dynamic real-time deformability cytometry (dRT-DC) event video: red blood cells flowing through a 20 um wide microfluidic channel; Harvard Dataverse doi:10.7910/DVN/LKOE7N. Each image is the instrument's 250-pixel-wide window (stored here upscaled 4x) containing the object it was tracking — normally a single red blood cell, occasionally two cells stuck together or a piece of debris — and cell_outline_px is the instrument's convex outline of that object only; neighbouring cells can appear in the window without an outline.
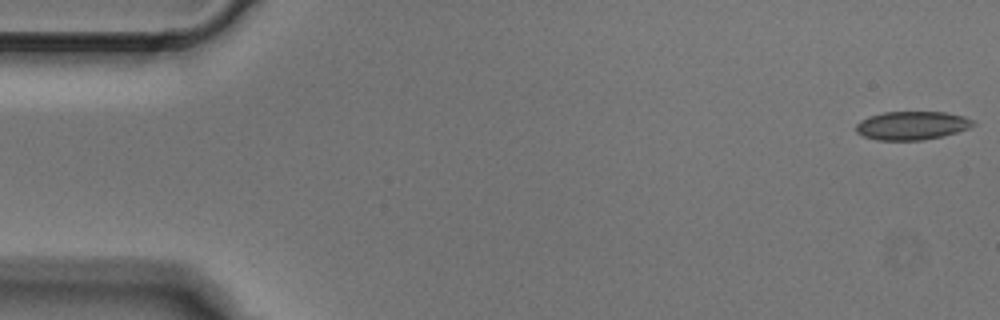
{"species": "Egyptian fruit bat (a non-hibernating species)", "species_latin": "Rousettus aegyptiacus", "temperature_condition": "cold", "stored_images_in_passage": 6, "camera_frame_rate_fps": 3000, "um_per_image_px": 0.085, "animal": {"sex": "male"}, "frame": {"image": 1, "passage_image": 1, "time_ms": 0.0, "image_size_px": [1000, 320], "cell_outline_px": [[976, 124], [968, 128], [944, 136], [924, 140], [876, 140], [864, 136], [856, 132], [856, 124], [860, 120], [868, 116], [884, 112], [944, 112], [964, 116], [972, 120]], "centroid_in_image_um": [77.49, 10.67], "position_along_channel_um": 7.5, "area_um2": 19.48}}
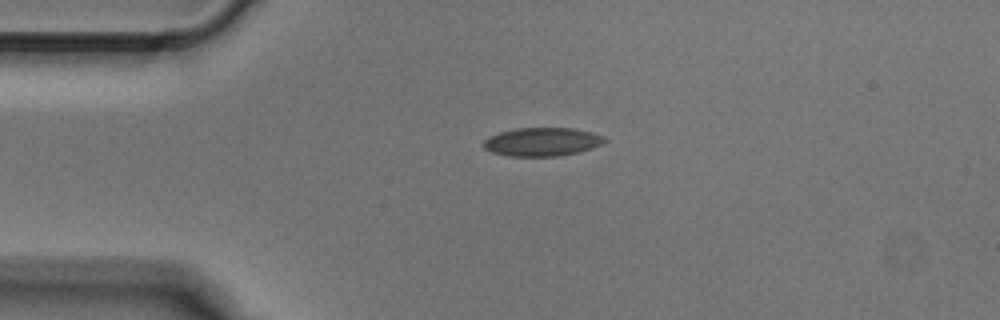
{"frame": {"image": 2, "passage_image": 4, "time_ms": 1.0, "image_size_px": [1000, 320], "cell_outline_px": [[608, 140], [592, 148], [560, 156], [508, 156], [492, 152], [484, 148], [484, 140], [488, 136], [500, 132], [516, 128], [572, 128], [592, 132], [604, 136]], "centroid_in_image_um": [46.07, 12.05], "position_along_channel_um": 38.9, "area_um2": 20.06}}
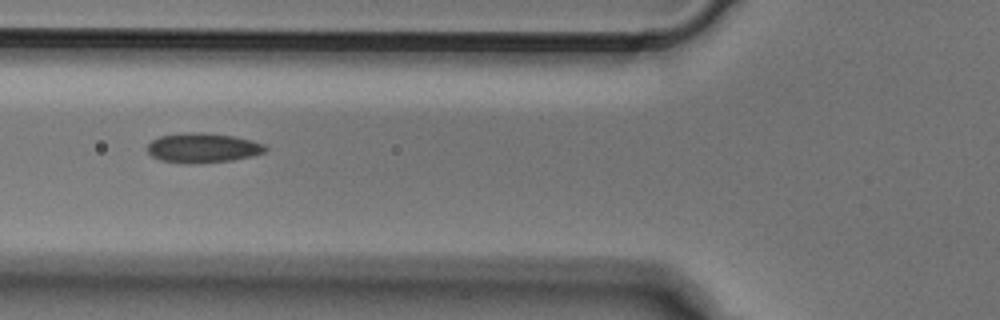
{"frame": {"image": 3, "passage_image": 6, "time_ms": 1.667, "image_size_px": [1000, 320], "cell_outline_px": [[268, 152], [252, 156], [232, 160], [160, 160], [152, 156], [148, 152], [148, 144], [152, 140], [160, 136], [188, 132], [200, 132], [232, 136], [252, 140], [264, 144], [268, 148]], "centroid_in_image_um": [17.31, 12.51], "position_along_channel_um": 108.5, "area_um2": 19.36}}